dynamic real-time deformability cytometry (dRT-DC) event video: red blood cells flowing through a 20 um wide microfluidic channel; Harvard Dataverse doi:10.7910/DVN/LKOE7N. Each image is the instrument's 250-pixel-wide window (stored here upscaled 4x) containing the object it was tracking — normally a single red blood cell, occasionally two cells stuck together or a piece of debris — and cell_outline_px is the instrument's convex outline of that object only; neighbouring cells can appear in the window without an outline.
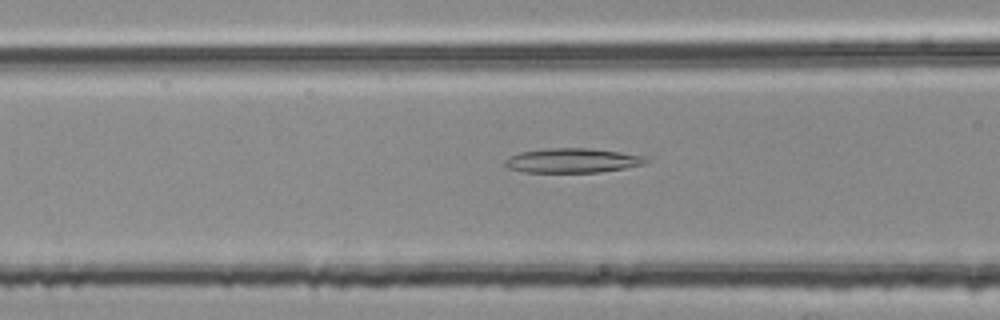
{"species": "common noctule bat (a hibernating species)", "species_latin": "Nyctalus noctula", "temperature_condition": "room temperature", "stored_images_in_passage": 39, "camera_frame_rate_fps": 3000, "um_per_image_px": 0.085, "animal": {"sex": "female", "body_mass_g": 25.1}, "frame": {"image": 1, "passage_image": 7, "time_ms": 2.0, "image_size_px": [1000, 320], "cell_outline_px": [[648, 160], [644, 164], [624, 168], [600, 172], [524, 172], [508, 168], [504, 164], [504, 160], [520, 152], [552, 148], [588, 148], [620, 152], [644, 156]], "centroid_in_image_um": [48.65, 13.65], "position_along_channel_um": 118.0, "area_um2": 19.88}}
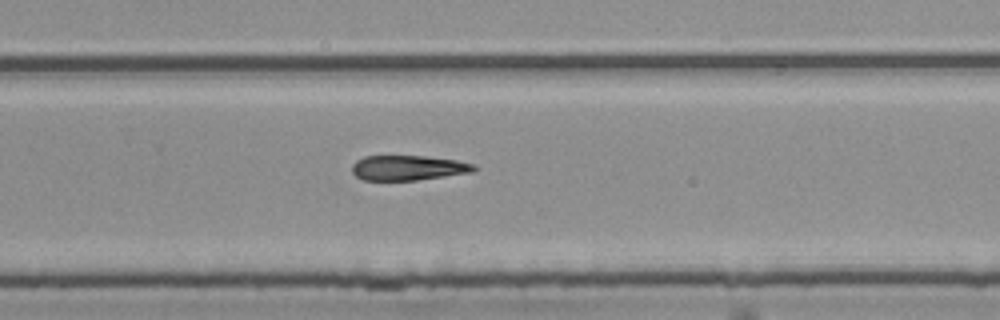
{"frame": {"image": 2, "passage_image": 21, "time_ms": 6.667, "image_size_px": [1000, 320], "cell_outline_px": [[476, 168], [472, 172], [416, 180], [364, 180], [356, 176], [352, 172], [352, 164], [356, 160], [364, 156], [424, 156], [456, 160], [476, 164]], "centroid_in_image_um": [34.67, 14.26], "position_along_channel_um": 295.1, "area_um2": 17.69}}
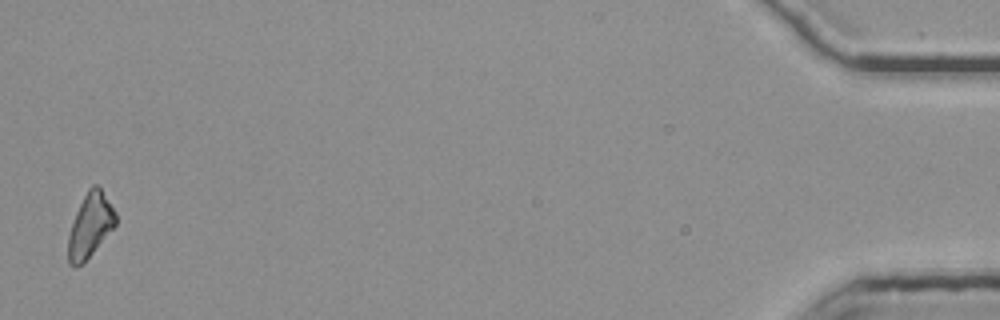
{"frame": {"image": 3, "passage_image": 39, "time_ms": 12.667, "image_size_px": [1000, 320], "cell_outline_px": [[116, 224], [92, 252], [80, 264], [68, 264], [68, 236], [76, 212], [88, 188], [92, 184], [96, 184], [100, 188], [116, 212]], "centroid_in_image_um": [7.66, 19.11], "position_along_channel_um": 427.5, "area_um2": 17.05}}